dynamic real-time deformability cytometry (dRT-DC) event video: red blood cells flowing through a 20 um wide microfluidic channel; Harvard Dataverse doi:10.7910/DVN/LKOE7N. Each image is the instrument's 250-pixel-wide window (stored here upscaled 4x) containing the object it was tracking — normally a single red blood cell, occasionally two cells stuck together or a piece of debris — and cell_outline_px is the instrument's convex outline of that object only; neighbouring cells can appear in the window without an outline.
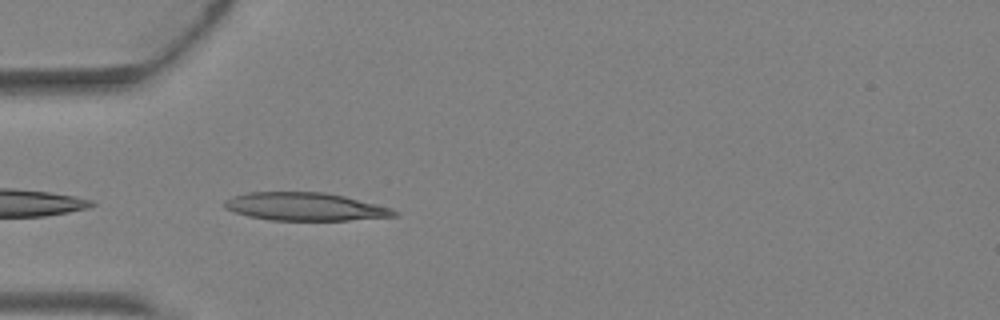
{"species": "Egyptian fruit bat (a non-hibernating species)", "species_latin": "Rousettus aegyptiacus", "temperature_condition": "warm", "stored_images_in_passage": 1, "camera_frame_rate_fps": 3000, "um_per_image_px": 0.085, "animal": {"sex": "female"}, "frame": {"image": 1, "passage_image": 1, "time_ms": 0.0, "image_size_px": [1000, 320], "cell_outline_px": [[400, 212], [396, 216], [348, 220], [272, 220], [248, 216], [224, 208], [224, 200], [232, 196], [248, 192], [324, 192], [344, 196], [392, 208]], "centroid_in_image_um": [25.92, 17.56], "position_along_channel_um": 59.1, "area_um2": 27.63}}